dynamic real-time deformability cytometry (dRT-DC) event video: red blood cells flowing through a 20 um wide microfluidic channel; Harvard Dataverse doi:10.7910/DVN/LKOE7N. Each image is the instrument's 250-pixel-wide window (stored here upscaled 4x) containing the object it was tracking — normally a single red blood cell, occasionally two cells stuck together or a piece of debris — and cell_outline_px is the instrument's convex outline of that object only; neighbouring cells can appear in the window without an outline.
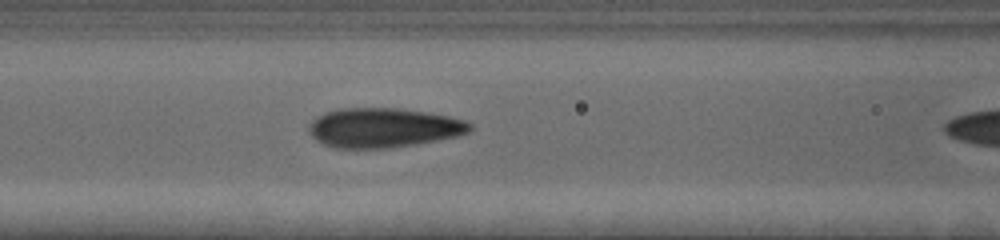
{"species": "human", "species_latin": "Homo sapiens", "temperature_condition": "cold", "stored_images_in_passage": 19, "camera_frame_rate_fps": 3000, "um_per_image_px": 0.085, "donor": {"sex": "female"}, "frame": {"image": 1, "passage_image": 18, "time_ms": 5.667, "image_size_px": [1000, 240], "cell_outline_px": [[472, 128], [468, 132], [456, 136], [436, 140], [388, 148], [336, 148], [324, 144], [316, 140], [308, 132], [308, 124], [316, 116], [324, 112], [340, 108], [396, 108], [428, 112], [448, 116], [464, 120], [472, 124]], "centroid_in_image_um": [32.54, 10.85], "position_along_channel_um": 134.1, "area_um2": 37.05}}